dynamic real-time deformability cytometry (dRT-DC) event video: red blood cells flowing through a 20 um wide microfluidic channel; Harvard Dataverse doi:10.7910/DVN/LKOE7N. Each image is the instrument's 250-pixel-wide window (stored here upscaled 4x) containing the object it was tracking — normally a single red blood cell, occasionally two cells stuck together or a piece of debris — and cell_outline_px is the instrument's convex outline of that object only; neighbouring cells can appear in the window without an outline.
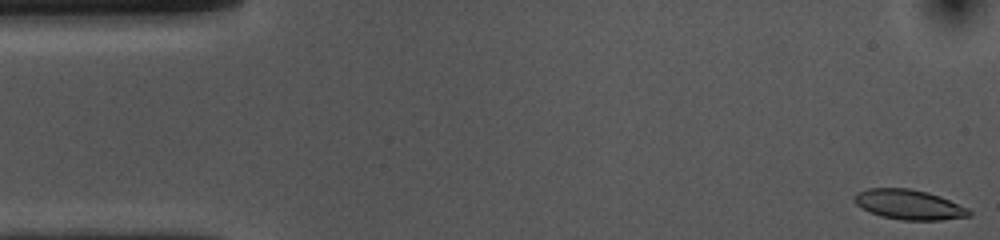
{"species": "common noctule bat (a hibernating species)", "species_latin": "Nyctalus noctula", "temperature_condition": "cold", "stored_images_in_passage": 54, "camera_frame_rate_fps": 3000, "um_per_image_px": 0.085, "animal": {"sex": "female", "body_mass_g": 10.0, "forearm_length_mm": 53.1}, "frame": {"image": 1, "passage_image": 1, "time_ms": 0.0, "image_size_px": [1000, 240], "cell_outline_px": [[972, 216], [940, 220], [900, 220], [880, 216], [856, 204], [852, 200], [852, 196], [856, 192], [868, 188], [908, 188], [928, 192], [940, 196], [968, 208], [972, 212]], "centroid_in_image_um": [77.26, 17.38], "position_along_channel_um": 7.7, "area_um2": 20.11}}
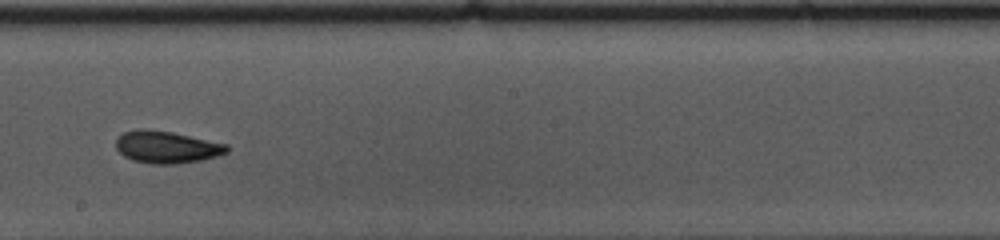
{"frame": {"image": 2, "passage_image": 29, "time_ms": 9.333, "image_size_px": [1000, 240], "cell_outline_px": [[232, 148], [228, 152], [204, 160], [176, 164], [152, 164], [132, 160], [124, 156], [116, 148], [116, 136], [124, 132], [140, 128], [144, 128], [172, 132], [228, 144]], "centroid_in_image_um": [14.18, 12.5], "position_along_channel_um": 234.0, "area_um2": 21.1}}
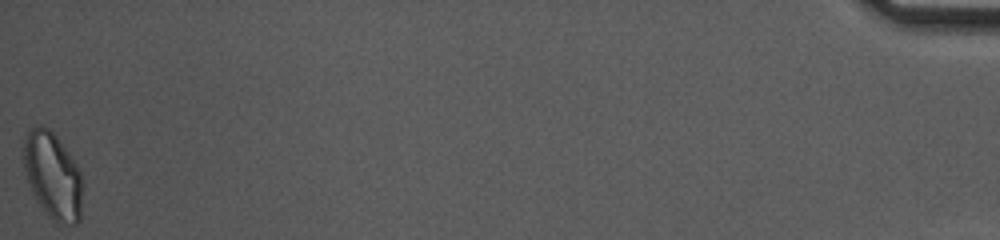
{"frame": {"image": 3, "passage_image": 54, "time_ms": 17.667, "image_size_px": [1000, 240], "cell_outline_px": [[84, 184], [80, 220], [76, 224], [60, 224], [48, 216], [36, 200], [32, 192], [20, 156], [24, 140], [28, 132], [36, 124], [40, 124], [48, 128], [56, 136], [80, 168]], "centroid_in_image_um": [4.49, 14.93], "position_along_channel_um": 430.7, "area_um2": 30.46}, "authors_computed_cell_mechanics": {"area_um2": 20.8947, "velocity_mm_per_s": 3.6153, "shape_relaxation_time_tau1_ms": 3.803, "shape_relaxation_time_tau2_ms": 3.6754, "deformation_change_tau1": 0.1105, "deformation_change_tau2": 0.0782}}